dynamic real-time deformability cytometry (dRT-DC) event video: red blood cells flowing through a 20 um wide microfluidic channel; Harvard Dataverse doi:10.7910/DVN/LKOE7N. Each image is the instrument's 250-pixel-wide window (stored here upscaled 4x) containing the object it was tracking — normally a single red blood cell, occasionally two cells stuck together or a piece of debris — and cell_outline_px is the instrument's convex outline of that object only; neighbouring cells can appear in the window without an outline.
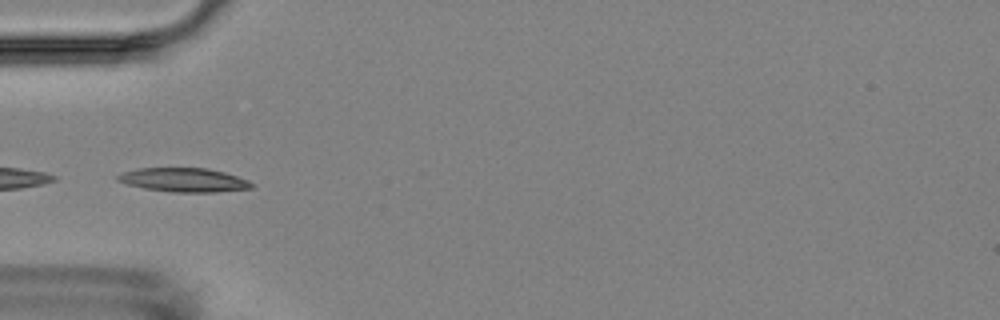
{"species": "Egyptian fruit bat (a non-hibernating species)", "species_latin": "Rousettus aegyptiacus", "temperature_condition": "room temperature", "stored_images_in_passage": 6, "camera_frame_rate_fps": 3000, "um_per_image_px": 0.085, "animal": {"sex": "female"}, "frame": {"image": 1, "passage_image": 4, "time_ms": 3.667, "image_size_px": [1000, 320], "cell_outline_px": [[256, 184], [252, 188], [216, 192], [172, 192], [144, 188], [128, 184], [116, 180], [116, 176], [124, 172], [140, 168], [208, 168], [224, 172], [248, 180]], "centroid_in_image_um": [15.66, 15.3], "position_along_channel_um": 69.3, "area_um2": 18.61}}
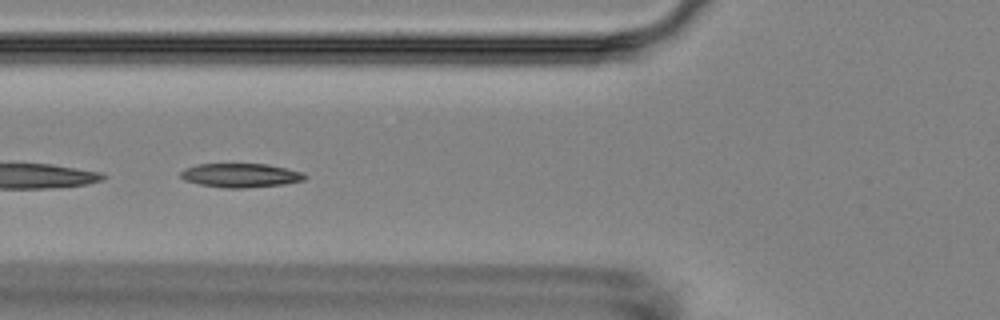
{"frame": {"image": 2, "passage_image": 5, "time_ms": 4.667, "image_size_px": [1000, 320], "cell_outline_px": [[308, 176], [304, 180], [284, 184], [244, 188], [224, 188], [200, 184], [184, 180], [180, 176], [180, 172], [184, 168], [196, 164], [268, 164], [300, 172]], "centroid_in_image_um": [20.41, 14.9], "position_along_channel_um": 105.4, "area_um2": 17.28}}